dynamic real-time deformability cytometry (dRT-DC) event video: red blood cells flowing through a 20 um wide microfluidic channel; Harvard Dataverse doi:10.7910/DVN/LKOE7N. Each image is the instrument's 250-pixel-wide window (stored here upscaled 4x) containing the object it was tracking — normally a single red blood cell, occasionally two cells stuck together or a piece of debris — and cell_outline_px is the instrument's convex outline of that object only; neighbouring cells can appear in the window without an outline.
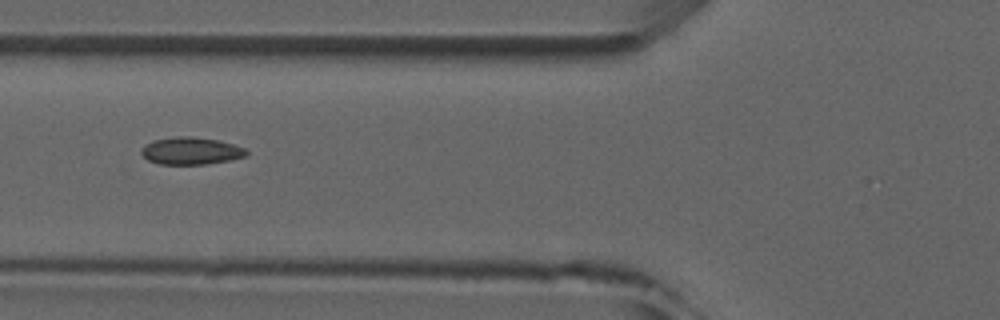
{"species": "common noctule bat (a hibernating species)", "species_latin": "Nyctalus noctula", "temperature_condition": "room temperature", "stored_images_in_passage": 6, "camera_frame_rate_fps": 3000, "um_per_image_px": 0.085, "animal": {"sex": "male", "forearm_length_mm": 52.5}, "frame": {"image": 1, "passage_image": 5, "time_ms": 5.333, "image_size_px": [1000, 320], "cell_outline_px": [[248, 156], [232, 160], [208, 164], [160, 164], [148, 160], [140, 152], [140, 148], [144, 144], [152, 140], [180, 136], [192, 136], [220, 140], [244, 148], [248, 152]], "centroid_in_image_um": [16.23, 12.82], "position_along_channel_um": 109.6, "area_um2": 16.94}}
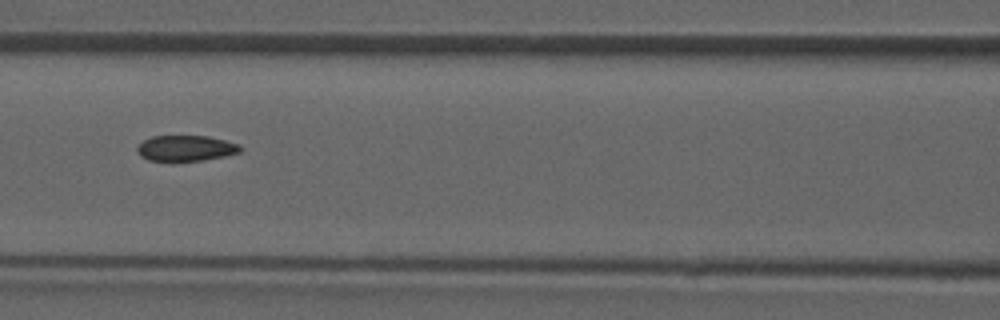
{"frame": {"image": 2, "passage_image": 6, "time_ms": 6.333, "image_size_px": [1000, 320], "cell_outline_px": [[240, 152], [224, 156], [200, 160], [148, 160], [140, 156], [136, 152], [136, 148], [144, 140], [152, 136], [208, 136], [240, 144]], "centroid_in_image_um": [15.77, 12.58], "position_along_channel_um": 150.8, "area_um2": 15.2}}